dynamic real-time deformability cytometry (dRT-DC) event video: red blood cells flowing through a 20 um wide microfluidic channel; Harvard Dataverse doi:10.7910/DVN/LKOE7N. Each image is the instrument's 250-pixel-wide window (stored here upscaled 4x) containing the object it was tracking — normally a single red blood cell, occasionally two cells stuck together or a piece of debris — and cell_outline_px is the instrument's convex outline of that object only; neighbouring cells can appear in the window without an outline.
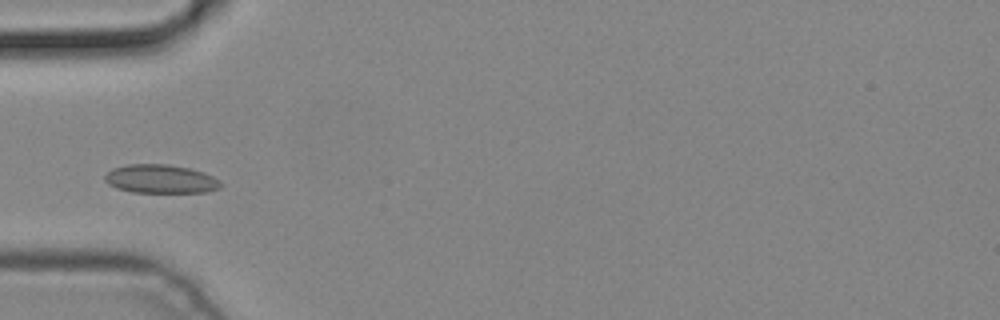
{"species": "common noctule bat (a hibernating species)", "species_latin": "Nyctalus noctula", "temperature_condition": "cold", "stored_images_in_passage": 4, "camera_frame_rate_fps": 3000, "um_per_image_px": 0.085, "animal": {"sex": "male", "body_mass_g": 19.2, "forearm_length_mm": 51.8}, "frame": {"image": 1, "passage_image": 4, "time_ms": 1.0, "image_size_px": [1000, 320], "cell_outline_px": [[224, 184], [220, 188], [208, 192], [132, 192], [116, 188], [108, 184], [104, 180], [104, 176], [112, 168], [128, 164], [168, 164], [188, 168], [204, 172], [220, 180]], "centroid_in_image_um": [13.66, 15.21], "position_along_channel_um": 71.3, "area_um2": 19.48}}